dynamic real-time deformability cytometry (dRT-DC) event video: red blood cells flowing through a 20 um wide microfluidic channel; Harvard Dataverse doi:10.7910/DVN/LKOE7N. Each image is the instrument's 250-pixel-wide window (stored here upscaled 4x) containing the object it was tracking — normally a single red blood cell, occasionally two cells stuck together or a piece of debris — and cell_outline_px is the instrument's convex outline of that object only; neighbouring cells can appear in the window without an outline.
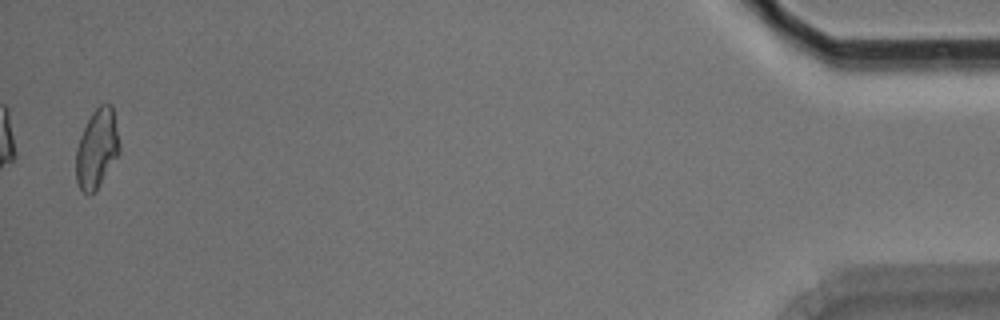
{"species": "Egyptian fruit bat (a non-hibernating species)", "species_latin": "Rousettus aegyptiacus", "temperature_condition": "room temperature", "stored_images_in_passage": 14, "segment_of_instrument_passage": [2, 2], "camera_frame_rate_fps": 3000, "um_per_image_px": 0.085, "animal": {"sex": "male"}, "frame": {"image": 1, "passage_image": 14, "time_ms": 4.333, "image_size_px": [1000, 320], "cell_outline_px": [[120, 152], [96, 188], [88, 196], [80, 188], [76, 180], [76, 148], [80, 136], [92, 112], [100, 104], [112, 104], [120, 144]], "centroid_in_image_um": [8.23, 12.6], "position_along_channel_um": 427.0, "area_um2": 19.71}}